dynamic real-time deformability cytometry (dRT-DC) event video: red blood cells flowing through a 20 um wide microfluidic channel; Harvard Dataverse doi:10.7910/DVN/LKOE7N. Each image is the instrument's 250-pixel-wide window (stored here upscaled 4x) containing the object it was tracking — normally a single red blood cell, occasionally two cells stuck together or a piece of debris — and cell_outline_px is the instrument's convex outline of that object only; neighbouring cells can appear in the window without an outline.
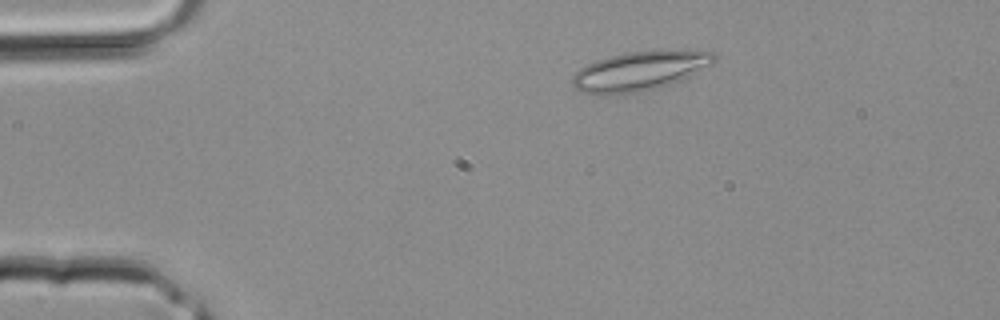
{"species": "common noctule bat (a hibernating species)", "species_latin": "Nyctalus noctula", "temperature_condition": "room temperature", "stored_images_in_passage": 3, "camera_frame_rate_fps": 3000, "um_per_image_px": 0.085, "animal": {"sex": "male", "body_mass_g": 20.4}, "frame": {"image": 1, "passage_image": 2, "time_ms": 0.333, "image_size_px": [1000, 320], "cell_outline_px": [[716, 60], [712, 64], [680, 80], [660, 88], [640, 92], [604, 96], [584, 92], [572, 88], [572, 80], [576, 72], [580, 68], [596, 60], [624, 52], [712, 52], [716, 56]], "centroid_in_image_um": [54.28, 6.09], "position_along_channel_um": 30.7, "area_um2": 31.85}}